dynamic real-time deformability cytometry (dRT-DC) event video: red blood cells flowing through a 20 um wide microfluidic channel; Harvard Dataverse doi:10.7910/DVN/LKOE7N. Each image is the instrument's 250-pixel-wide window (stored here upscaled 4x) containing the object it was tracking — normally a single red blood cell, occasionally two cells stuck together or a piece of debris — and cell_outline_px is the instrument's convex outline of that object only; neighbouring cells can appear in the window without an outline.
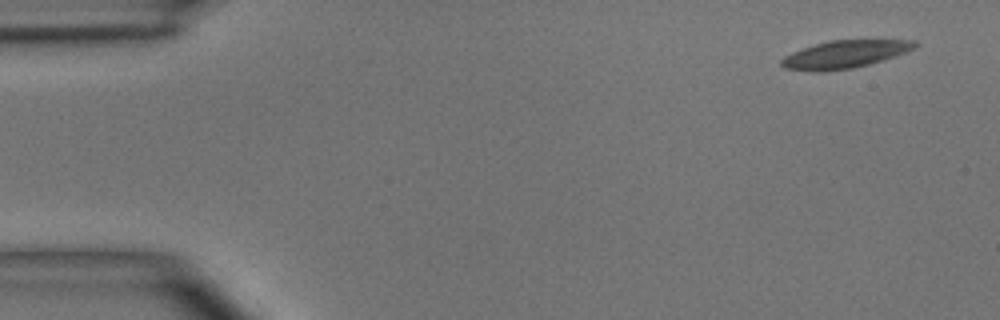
{"species": "common noctule bat (a hibernating species)", "species_latin": "Nyctalus noctula", "temperature_condition": "room temperature", "stored_images_in_passage": 4, "camera_frame_rate_fps": 3000, "um_per_image_px": 0.085, "animal": {"sex": "male", "body_mass_g": 15.6}, "frame": {"image": 1, "passage_image": 1, "time_ms": 0.0, "image_size_px": [1000, 320], "cell_outline_px": [[920, 44], [916, 48], [868, 64], [852, 68], [824, 72], [812, 72], [784, 68], [780, 64], [780, 60], [784, 56], [792, 52], [828, 40], [916, 40]], "centroid_in_image_um": [71.76, 4.62], "position_along_channel_um": 13.2, "area_um2": 21.44}}
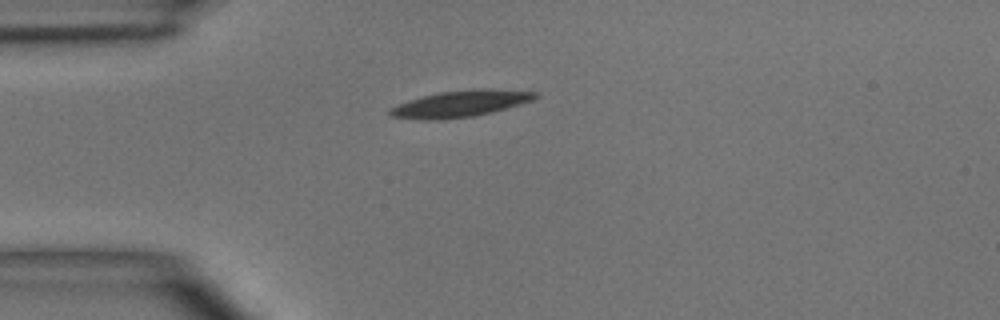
{"frame": {"image": 2, "passage_image": 4, "time_ms": 3.333, "image_size_px": [1000, 320], "cell_outline_px": [[540, 96], [532, 100], [520, 104], [492, 112], [476, 116], [440, 120], [420, 120], [388, 116], [388, 108], [408, 100], [440, 92], [476, 88], [492, 88], [540, 92]], "centroid_in_image_um": [39.14, 8.81], "position_along_channel_um": 45.9, "area_um2": 22.83}}